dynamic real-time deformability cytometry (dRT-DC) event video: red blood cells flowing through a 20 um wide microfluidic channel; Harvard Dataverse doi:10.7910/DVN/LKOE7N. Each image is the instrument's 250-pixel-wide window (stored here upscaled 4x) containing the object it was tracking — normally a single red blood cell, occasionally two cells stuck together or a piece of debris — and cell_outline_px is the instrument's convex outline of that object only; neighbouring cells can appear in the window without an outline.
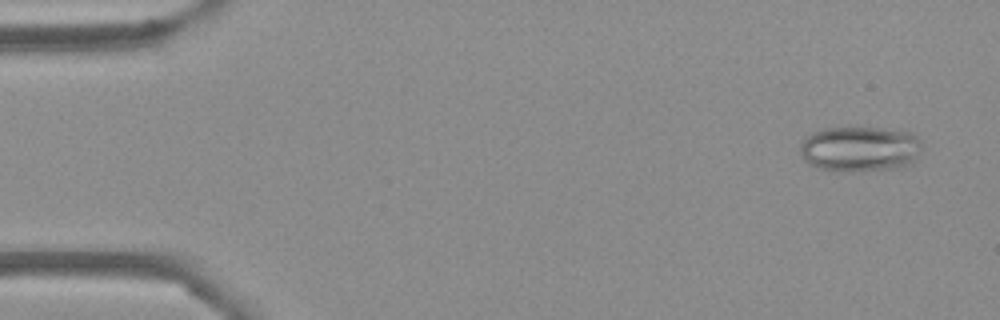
{"species": "Egyptian fruit bat (a non-hibernating species)", "species_latin": "Rousettus aegyptiacus", "temperature_condition": "cold", "stored_images_in_passage": 54, "camera_frame_rate_fps": 3000, "um_per_image_px": 0.085, "frame": {"image": 1, "passage_image": 3, "time_ms": 0.667, "image_size_px": [1000, 320], "cell_outline_px": [[924, 144], [912, 164], [904, 168], [864, 172], [840, 172], [816, 168], [808, 164], [804, 160], [800, 152], [800, 144], [812, 132], [824, 128], [880, 128], [912, 132]], "centroid_in_image_um": [73.12, 12.7], "position_along_channel_um": 11.9, "area_um2": 33.12}}
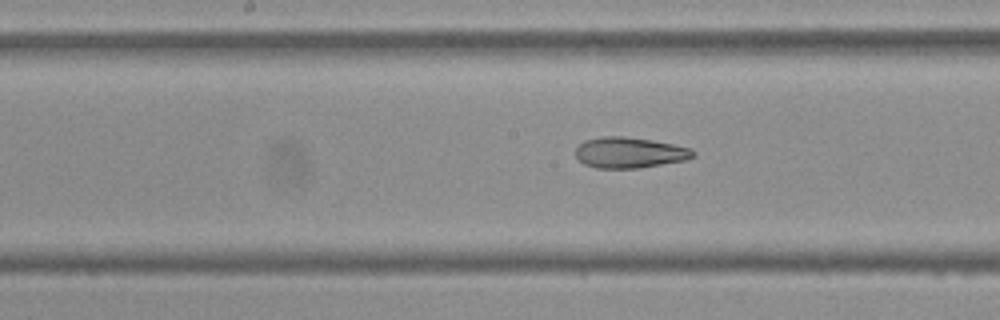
{"frame": {"image": 2, "passage_image": 27, "time_ms": 8.667, "image_size_px": [1000, 320], "cell_outline_px": [[696, 156], [684, 160], [640, 168], [596, 168], [584, 164], [576, 156], [576, 148], [584, 140], [604, 136], [624, 136], [652, 140], [692, 148], [696, 152]], "centroid_in_image_um": [53.52, 12.97], "position_along_channel_um": 194.7, "area_um2": 21.1}}
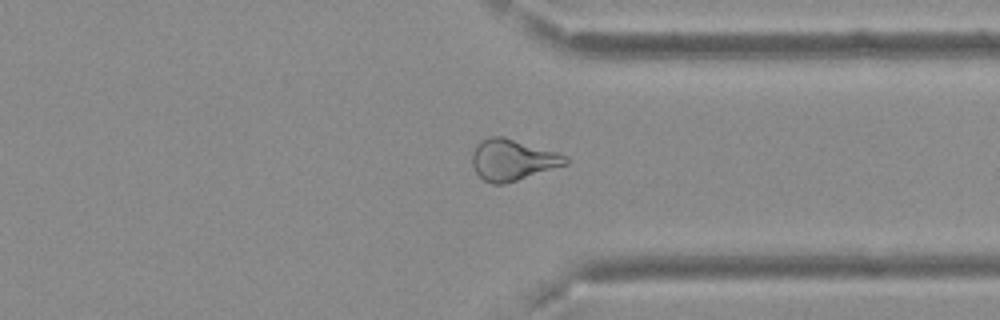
{"frame": {"image": 3, "passage_image": 41, "time_ms": 13.333, "image_size_px": [1000, 320], "cell_outline_px": [[568, 164], [504, 184], [492, 184], [484, 180], [476, 172], [472, 164], [472, 152], [476, 144], [480, 140], [488, 136], [504, 136], [556, 152], [568, 156]], "centroid_in_image_um": [43.54, 13.57], "position_along_channel_um": 367.9, "area_um2": 22.43}, "authors_computed_cell_mechanics": {"area_um2": 23.6402, "velocity_mm_per_s": 3.7302, "shape_relaxation_time_tau1_ms": 5.2763, "shape_relaxation_time_tau2_ms": 3.3494, "deformation_change_tau1": 0.1311, "deformation_change_tau2": 0.1195}}